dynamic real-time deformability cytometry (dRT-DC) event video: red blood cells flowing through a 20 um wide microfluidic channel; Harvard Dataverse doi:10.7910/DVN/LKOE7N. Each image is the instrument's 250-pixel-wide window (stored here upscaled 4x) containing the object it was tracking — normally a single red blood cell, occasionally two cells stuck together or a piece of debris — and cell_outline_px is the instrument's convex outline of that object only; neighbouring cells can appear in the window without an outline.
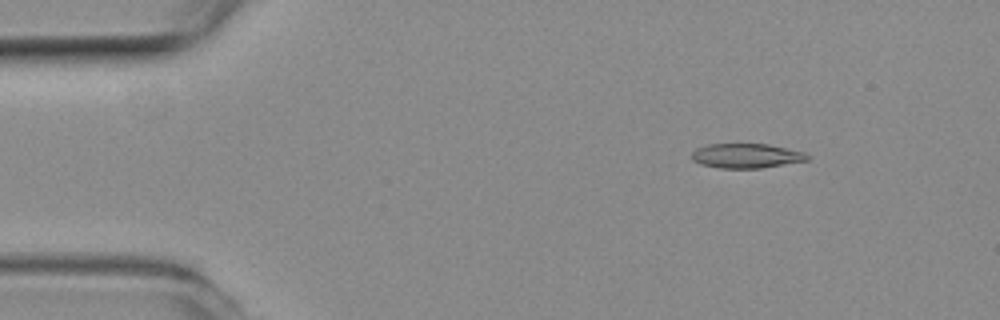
{"species": "common noctule bat (a hibernating species)", "species_latin": "Nyctalus noctula", "temperature_condition": "room temperature", "stored_images_in_passage": 56, "camera_frame_rate_fps": 3000, "um_per_image_px": 0.085, "animal": {"sex": "female", "body_mass_g": 19.3, "forearm_length_mm": 54.1}, "frame": {"image": 1, "passage_image": 7, "time_ms": 2.0, "image_size_px": [1000, 320], "cell_outline_px": [[808, 160], [760, 168], [720, 168], [700, 164], [692, 160], [692, 152], [696, 148], [708, 144], [768, 144], [804, 152], [808, 156]], "centroid_in_image_um": [63.4, 13.24], "position_along_channel_um": 21.6, "area_um2": 16.42}}
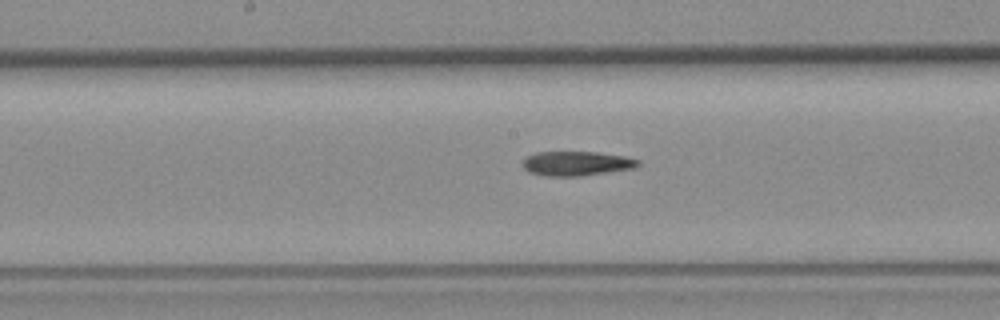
{"frame": {"image": 2, "passage_image": 28, "time_ms": 9.0, "image_size_px": [1000, 320], "cell_outline_px": [[640, 164], [636, 168], [580, 176], [544, 176], [528, 172], [520, 164], [528, 156], [536, 152], [600, 152], [624, 156], [640, 160]], "centroid_in_image_um": [49.01, 13.9], "position_along_channel_um": 199.2, "area_um2": 16.59}}
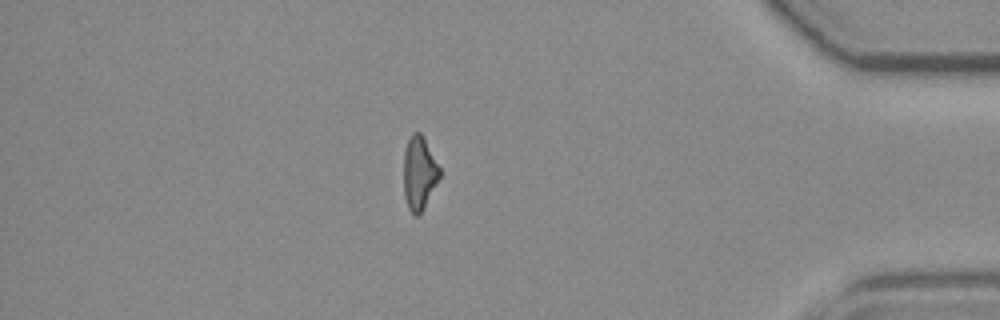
{"frame": {"image": 3, "passage_image": 48, "time_ms": 15.667, "image_size_px": [1000, 320], "cell_outline_px": [[440, 176], [424, 208], [416, 216], [412, 216], [408, 208], [404, 196], [404, 148], [412, 132], [420, 132], [424, 136], [440, 168]], "centroid_in_image_um": [35.62, 14.69], "position_along_channel_um": 399.6, "area_um2": 15.49}}